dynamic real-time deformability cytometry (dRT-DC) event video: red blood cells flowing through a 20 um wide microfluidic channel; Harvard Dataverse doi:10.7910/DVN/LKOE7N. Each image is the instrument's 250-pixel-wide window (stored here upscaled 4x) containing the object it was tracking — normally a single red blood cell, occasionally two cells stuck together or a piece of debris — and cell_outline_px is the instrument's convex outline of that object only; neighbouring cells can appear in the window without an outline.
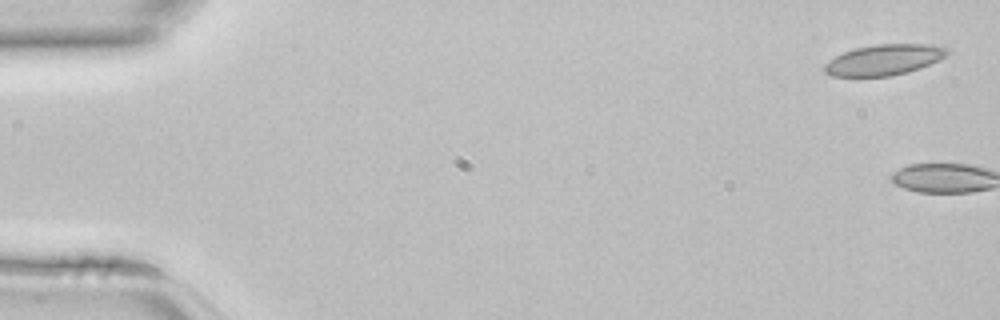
{"species": "common noctule bat (a hibernating species)", "species_latin": "Nyctalus noctula", "temperature_condition": "room temperature", "stored_images_in_passage": 2, "camera_frame_rate_fps": 3000, "um_per_image_px": 0.085, "animal": {"sex": "female", "body_mass_g": 22.7, "forearm_length_mm": 54.2}, "frame": {"image": 1, "passage_image": 1, "time_ms": 0.0, "image_size_px": [1000, 320], "cell_outline_px": [[952, 52], [920, 68], [908, 72], [892, 76], [832, 76], [824, 72], [824, 64], [828, 60], [844, 52], [856, 48], [876, 44], [932, 44], [948, 48]], "centroid_in_image_um": [75.14, 5.08], "position_along_channel_um": 9.9, "area_um2": 21.91}}